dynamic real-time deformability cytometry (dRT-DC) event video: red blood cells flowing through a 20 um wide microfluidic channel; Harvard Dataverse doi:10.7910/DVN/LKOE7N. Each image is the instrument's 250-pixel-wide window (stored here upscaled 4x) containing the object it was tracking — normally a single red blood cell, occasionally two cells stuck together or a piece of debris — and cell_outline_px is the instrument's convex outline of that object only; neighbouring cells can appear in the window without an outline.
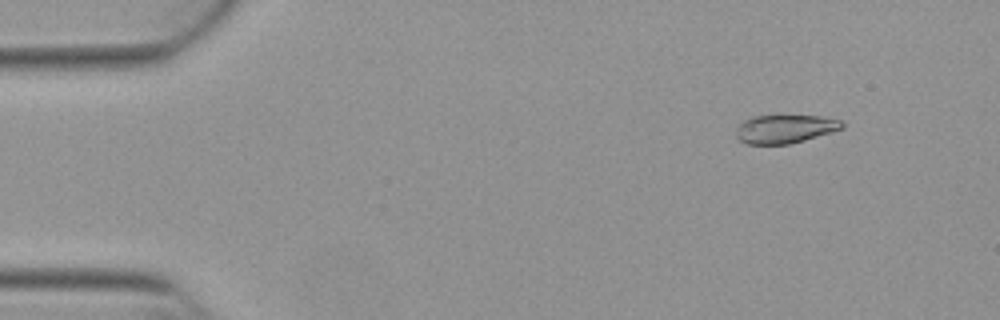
{"species": "Egyptian fruit bat (a non-hibernating species)", "species_latin": "Rousettus aegyptiacus", "temperature_condition": "warm", "stored_images_in_passage": 53, "camera_frame_rate_fps": 3000, "um_per_image_px": 0.085, "animal": {"sex": "female"}, "frame": {"image": 1, "passage_image": 6, "time_ms": 1.667, "image_size_px": [1000, 320], "cell_outline_px": [[844, 128], [804, 140], [788, 144], [748, 144], [740, 140], [736, 136], [736, 128], [744, 120], [752, 116], [820, 116], [840, 120], [844, 124]], "centroid_in_image_um": [66.71, 10.96], "position_along_channel_um": 18.3, "area_um2": 17.4}}
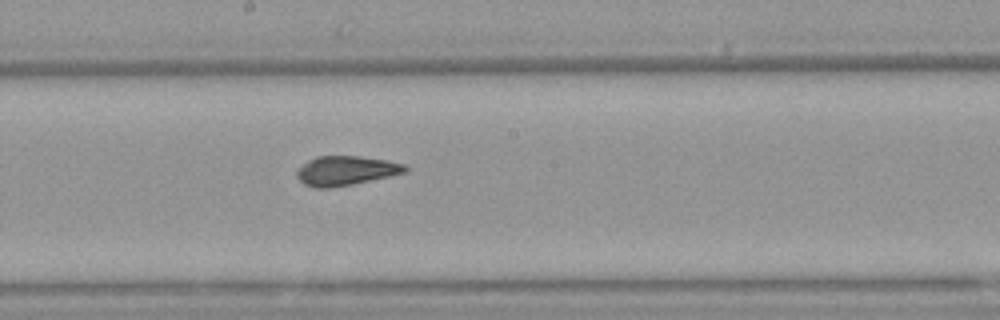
{"frame": {"image": 2, "passage_image": 29, "time_ms": 9.333, "image_size_px": [1000, 320], "cell_outline_px": [[408, 172], [352, 184], [328, 188], [316, 188], [304, 184], [296, 176], [296, 168], [308, 160], [316, 156], [360, 156], [388, 160], [404, 164], [408, 168]], "centroid_in_image_um": [29.38, 14.5], "position_along_channel_um": 218.8, "area_um2": 18.67}}
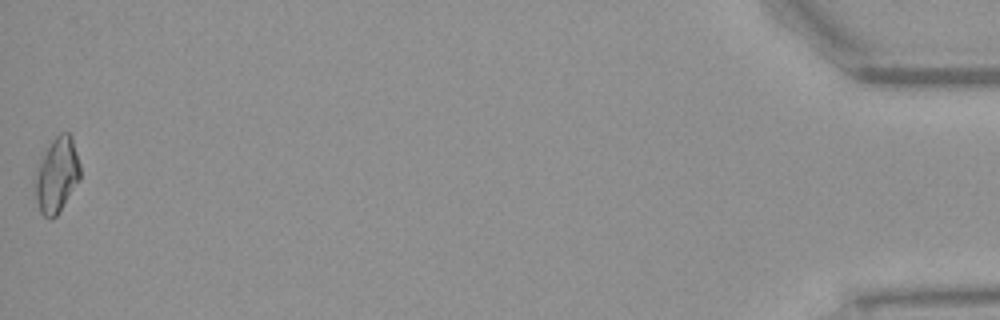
{"frame": {"image": 3, "passage_image": 53, "time_ms": 17.333, "image_size_px": [1000, 320], "cell_outline_px": [[80, 180], [56, 216], [52, 220], [48, 220], [40, 212], [36, 200], [32, 180], [40, 152], [60, 132], [68, 132], [72, 136], [80, 164]], "centroid_in_image_um": [4.77, 14.85], "position_along_channel_um": 430.4, "area_um2": 20.63}, "authors_computed_cell_mechanics": {"area_um2": 18.7272, "velocity_mm_per_s": 3.876, "shape_relaxation_time_tau1_ms": null, "shape_relaxation_time_tau2_ms": 1.4852, "deformation_change_tau1": null, "deformation_change_tau2": 0.0637}}